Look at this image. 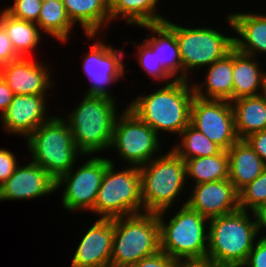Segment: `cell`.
<instances>
[{
    "label": "cell",
    "instance_id": "9a60e30c",
    "mask_svg": "<svg viewBox=\"0 0 266 267\" xmlns=\"http://www.w3.org/2000/svg\"><path fill=\"white\" fill-rule=\"evenodd\" d=\"M47 95H14L12 102L0 116L2 127L9 135L26 139L40 125L50 120Z\"/></svg>",
    "mask_w": 266,
    "mask_h": 267
},
{
    "label": "cell",
    "instance_id": "8992f818",
    "mask_svg": "<svg viewBox=\"0 0 266 267\" xmlns=\"http://www.w3.org/2000/svg\"><path fill=\"white\" fill-rule=\"evenodd\" d=\"M25 140L30 160L55 181L84 156L74 143L68 123L58 115L40 125Z\"/></svg>",
    "mask_w": 266,
    "mask_h": 267
},
{
    "label": "cell",
    "instance_id": "4316f807",
    "mask_svg": "<svg viewBox=\"0 0 266 267\" xmlns=\"http://www.w3.org/2000/svg\"><path fill=\"white\" fill-rule=\"evenodd\" d=\"M0 25L5 29L15 52L23 58H31L40 44L43 34L36 23L21 20L9 15L3 8L0 11Z\"/></svg>",
    "mask_w": 266,
    "mask_h": 267
},
{
    "label": "cell",
    "instance_id": "b9f144b4",
    "mask_svg": "<svg viewBox=\"0 0 266 267\" xmlns=\"http://www.w3.org/2000/svg\"><path fill=\"white\" fill-rule=\"evenodd\" d=\"M49 1H53V0H42V2H49Z\"/></svg>",
    "mask_w": 266,
    "mask_h": 267
},
{
    "label": "cell",
    "instance_id": "d590c367",
    "mask_svg": "<svg viewBox=\"0 0 266 267\" xmlns=\"http://www.w3.org/2000/svg\"><path fill=\"white\" fill-rule=\"evenodd\" d=\"M19 58L5 29L0 25V67Z\"/></svg>",
    "mask_w": 266,
    "mask_h": 267
},
{
    "label": "cell",
    "instance_id": "7a4b0ae2",
    "mask_svg": "<svg viewBox=\"0 0 266 267\" xmlns=\"http://www.w3.org/2000/svg\"><path fill=\"white\" fill-rule=\"evenodd\" d=\"M249 213L238 209L209 219L206 258L218 267H242L247 261L258 238L255 216Z\"/></svg>",
    "mask_w": 266,
    "mask_h": 267
},
{
    "label": "cell",
    "instance_id": "4dcf8cb0",
    "mask_svg": "<svg viewBox=\"0 0 266 267\" xmlns=\"http://www.w3.org/2000/svg\"><path fill=\"white\" fill-rule=\"evenodd\" d=\"M133 46H136L138 52L137 62L142 68V71L147 74V77H151L160 83L172 82L175 78L162 66V64L156 58V52H154L143 40L141 44L132 41ZM138 44V45H137Z\"/></svg>",
    "mask_w": 266,
    "mask_h": 267
},
{
    "label": "cell",
    "instance_id": "8d00e7d4",
    "mask_svg": "<svg viewBox=\"0 0 266 267\" xmlns=\"http://www.w3.org/2000/svg\"><path fill=\"white\" fill-rule=\"evenodd\" d=\"M173 261L174 259L159 250L157 253L141 259L130 267H171Z\"/></svg>",
    "mask_w": 266,
    "mask_h": 267
},
{
    "label": "cell",
    "instance_id": "5bb4252c",
    "mask_svg": "<svg viewBox=\"0 0 266 267\" xmlns=\"http://www.w3.org/2000/svg\"><path fill=\"white\" fill-rule=\"evenodd\" d=\"M50 70L42 61L21 57L1 66L0 77L14 95H47L54 86Z\"/></svg>",
    "mask_w": 266,
    "mask_h": 267
},
{
    "label": "cell",
    "instance_id": "83f0119b",
    "mask_svg": "<svg viewBox=\"0 0 266 267\" xmlns=\"http://www.w3.org/2000/svg\"><path fill=\"white\" fill-rule=\"evenodd\" d=\"M186 180L193 185L229 179V155L221 150L213 156L196 157L185 160Z\"/></svg>",
    "mask_w": 266,
    "mask_h": 267
},
{
    "label": "cell",
    "instance_id": "277c9868",
    "mask_svg": "<svg viewBox=\"0 0 266 267\" xmlns=\"http://www.w3.org/2000/svg\"><path fill=\"white\" fill-rule=\"evenodd\" d=\"M144 212L169 211L185 190L186 164L170 147L139 167Z\"/></svg>",
    "mask_w": 266,
    "mask_h": 267
},
{
    "label": "cell",
    "instance_id": "5b68a950",
    "mask_svg": "<svg viewBox=\"0 0 266 267\" xmlns=\"http://www.w3.org/2000/svg\"><path fill=\"white\" fill-rule=\"evenodd\" d=\"M168 220L166 210L157 213L160 250L172 259H201L208 252L209 219L191 209L186 201Z\"/></svg>",
    "mask_w": 266,
    "mask_h": 267
},
{
    "label": "cell",
    "instance_id": "836d02e7",
    "mask_svg": "<svg viewBox=\"0 0 266 267\" xmlns=\"http://www.w3.org/2000/svg\"><path fill=\"white\" fill-rule=\"evenodd\" d=\"M19 165L14 153L0 148V186L14 173Z\"/></svg>",
    "mask_w": 266,
    "mask_h": 267
},
{
    "label": "cell",
    "instance_id": "3957f363",
    "mask_svg": "<svg viewBox=\"0 0 266 267\" xmlns=\"http://www.w3.org/2000/svg\"><path fill=\"white\" fill-rule=\"evenodd\" d=\"M116 103L117 100L109 97L83 95L67 118L63 117L85 158L110 150L114 123L120 113Z\"/></svg>",
    "mask_w": 266,
    "mask_h": 267
},
{
    "label": "cell",
    "instance_id": "f1b7e54d",
    "mask_svg": "<svg viewBox=\"0 0 266 267\" xmlns=\"http://www.w3.org/2000/svg\"><path fill=\"white\" fill-rule=\"evenodd\" d=\"M40 31L63 44L70 40L75 25L69 19L62 0L42 2L38 22Z\"/></svg>",
    "mask_w": 266,
    "mask_h": 267
},
{
    "label": "cell",
    "instance_id": "ffe728a7",
    "mask_svg": "<svg viewBox=\"0 0 266 267\" xmlns=\"http://www.w3.org/2000/svg\"><path fill=\"white\" fill-rule=\"evenodd\" d=\"M140 28L153 32L146 34L144 42L156 52L158 61L175 79H182V60L175 30L166 21L143 25Z\"/></svg>",
    "mask_w": 266,
    "mask_h": 267
},
{
    "label": "cell",
    "instance_id": "ac0fdd59",
    "mask_svg": "<svg viewBox=\"0 0 266 267\" xmlns=\"http://www.w3.org/2000/svg\"><path fill=\"white\" fill-rule=\"evenodd\" d=\"M114 219L97 218L82 236L71 264L74 267H110Z\"/></svg>",
    "mask_w": 266,
    "mask_h": 267
},
{
    "label": "cell",
    "instance_id": "d4e9b609",
    "mask_svg": "<svg viewBox=\"0 0 266 267\" xmlns=\"http://www.w3.org/2000/svg\"><path fill=\"white\" fill-rule=\"evenodd\" d=\"M231 104L238 139L245 140L254 133L266 130V93L238 98Z\"/></svg>",
    "mask_w": 266,
    "mask_h": 267
},
{
    "label": "cell",
    "instance_id": "f546056e",
    "mask_svg": "<svg viewBox=\"0 0 266 267\" xmlns=\"http://www.w3.org/2000/svg\"><path fill=\"white\" fill-rule=\"evenodd\" d=\"M179 141L171 149L184 161L196 157L213 156L222 149L202 132L189 124L179 135Z\"/></svg>",
    "mask_w": 266,
    "mask_h": 267
},
{
    "label": "cell",
    "instance_id": "74e56055",
    "mask_svg": "<svg viewBox=\"0 0 266 267\" xmlns=\"http://www.w3.org/2000/svg\"><path fill=\"white\" fill-rule=\"evenodd\" d=\"M245 140L266 165V130L254 133Z\"/></svg>",
    "mask_w": 266,
    "mask_h": 267
},
{
    "label": "cell",
    "instance_id": "603a6c76",
    "mask_svg": "<svg viewBox=\"0 0 266 267\" xmlns=\"http://www.w3.org/2000/svg\"><path fill=\"white\" fill-rule=\"evenodd\" d=\"M204 81L193 84L194 94L203 99L233 101V49L207 67Z\"/></svg>",
    "mask_w": 266,
    "mask_h": 267
},
{
    "label": "cell",
    "instance_id": "484cf974",
    "mask_svg": "<svg viewBox=\"0 0 266 267\" xmlns=\"http://www.w3.org/2000/svg\"><path fill=\"white\" fill-rule=\"evenodd\" d=\"M159 0H109L111 24L114 19L125 20L127 25L140 27L152 23H160L167 18L158 10ZM160 13V14H159Z\"/></svg>",
    "mask_w": 266,
    "mask_h": 267
},
{
    "label": "cell",
    "instance_id": "6da1fadb",
    "mask_svg": "<svg viewBox=\"0 0 266 267\" xmlns=\"http://www.w3.org/2000/svg\"><path fill=\"white\" fill-rule=\"evenodd\" d=\"M189 81L175 79L164 83L151 94L138 95L127 107L158 135L165 132L177 137L190 124L195 94Z\"/></svg>",
    "mask_w": 266,
    "mask_h": 267
},
{
    "label": "cell",
    "instance_id": "2e32d148",
    "mask_svg": "<svg viewBox=\"0 0 266 267\" xmlns=\"http://www.w3.org/2000/svg\"><path fill=\"white\" fill-rule=\"evenodd\" d=\"M186 204L211 219L239 209V194L229 179L193 185Z\"/></svg>",
    "mask_w": 266,
    "mask_h": 267
},
{
    "label": "cell",
    "instance_id": "9c48e42d",
    "mask_svg": "<svg viewBox=\"0 0 266 267\" xmlns=\"http://www.w3.org/2000/svg\"><path fill=\"white\" fill-rule=\"evenodd\" d=\"M174 30L182 60V80H189L190 73L212 65L234 48V36L225 35L218 28L186 27L165 20Z\"/></svg>",
    "mask_w": 266,
    "mask_h": 267
},
{
    "label": "cell",
    "instance_id": "52a82bcc",
    "mask_svg": "<svg viewBox=\"0 0 266 267\" xmlns=\"http://www.w3.org/2000/svg\"><path fill=\"white\" fill-rule=\"evenodd\" d=\"M160 250L157 213L114 218L110 267H130Z\"/></svg>",
    "mask_w": 266,
    "mask_h": 267
},
{
    "label": "cell",
    "instance_id": "d6986e66",
    "mask_svg": "<svg viewBox=\"0 0 266 267\" xmlns=\"http://www.w3.org/2000/svg\"><path fill=\"white\" fill-rule=\"evenodd\" d=\"M227 24L234 36V47L241 53L257 58L266 55V14L258 12L227 14Z\"/></svg>",
    "mask_w": 266,
    "mask_h": 267
},
{
    "label": "cell",
    "instance_id": "30bf717a",
    "mask_svg": "<svg viewBox=\"0 0 266 267\" xmlns=\"http://www.w3.org/2000/svg\"><path fill=\"white\" fill-rule=\"evenodd\" d=\"M160 137L126 107L116 117L110 149L127 166L141 167L162 153Z\"/></svg>",
    "mask_w": 266,
    "mask_h": 267
},
{
    "label": "cell",
    "instance_id": "cb8c5ba5",
    "mask_svg": "<svg viewBox=\"0 0 266 267\" xmlns=\"http://www.w3.org/2000/svg\"><path fill=\"white\" fill-rule=\"evenodd\" d=\"M229 181L239 192L253 182L266 167L263 160L246 140L238 139L228 150Z\"/></svg>",
    "mask_w": 266,
    "mask_h": 267
},
{
    "label": "cell",
    "instance_id": "ba28073f",
    "mask_svg": "<svg viewBox=\"0 0 266 267\" xmlns=\"http://www.w3.org/2000/svg\"><path fill=\"white\" fill-rule=\"evenodd\" d=\"M110 161L90 212L103 219L143 213L139 167L126 166L117 170L113 158Z\"/></svg>",
    "mask_w": 266,
    "mask_h": 267
},
{
    "label": "cell",
    "instance_id": "d6a6232c",
    "mask_svg": "<svg viewBox=\"0 0 266 267\" xmlns=\"http://www.w3.org/2000/svg\"><path fill=\"white\" fill-rule=\"evenodd\" d=\"M41 6L42 0H14L13 5L4 10L15 18L37 23Z\"/></svg>",
    "mask_w": 266,
    "mask_h": 267
},
{
    "label": "cell",
    "instance_id": "44dd1931",
    "mask_svg": "<svg viewBox=\"0 0 266 267\" xmlns=\"http://www.w3.org/2000/svg\"><path fill=\"white\" fill-rule=\"evenodd\" d=\"M256 58L233 48V101L266 93V71Z\"/></svg>",
    "mask_w": 266,
    "mask_h": 267
},
{
    "label": "cell",
    "instance_id": "f35d334b",
    "mask_svg": "<svg viewBox=\"0 0 266 267\" xmlns=\"http://www.w3.org/2000/svg\"><path fill=\"white\" fill-rule=\"evenodd\" d=\"M171 267H218L211 259H174Z\"/></svg>",
    "mask_w": 266,
    "mask_h": 267
},
{
    "label": "cell",
    "instance_id": "1f68e13d",
    "mask_svg": "<svg viewBox=\"0 0 266 267\" xmlns=\"http://www.w3.org/2000/svg\"><path fill=\"white\" fill-rule=\"evenodd\" d=\"M239 209L254 212L258 207L266 204V167L253 181L239 192Z\"/></svg>",
    "mask_w": 266,
    "mask_h": 267
},
{
    "label": "cell",
    "instance_id": "8fae6325",
    "mask_svg": "<svg viewBox=\"0 0 266 267\" xmlns=\"http://www.w3.org/2000/svg\"><path fill=\"white\" fill-rule=\"evenodd\" d=\"M87 156V160L81 166H73L55 181V190L58 191L63 186L62 206L72 213L78 210L90 212L94 208L103 175L111 162L109 157H99V154L95 157Z\"/></svg>",
    "mask_w": 266,
    "mask_h": 267
},
{
    "label": "cell",
    "instance_id": "e575fe53",
    "mask_svg": "<svg viewBox=\"0 0 266 267\" xmlns=\"http://www.w3.org/2000/svg\"><path fill=\"white\" fill-rule=\"evenodd\" d=\"M242 267H266V240L257 238Z\"/></svg>",
    "mask_w": 266,
    "mask_h": 267
},
{
    "label": "cell",
    "instance_id": "ab89813d",
    "mask_svg": "<svg viewBox=\"0 0 266 267\" xmlns=\"http://www.w3.org/2000/svg\"><path fill=\"white\" fill-rule=\"evenodd\" d=\"M13 92L7 83L0 77V116L8 108L13 99Z\"/></svg>",
    "mask_w": 266,
    "mask_h": 267
},
{
    "label": "cell",
    "instance_id": "60d3db41",
    "mask_svg": "<svg viewBox=\"0 0 266 267\" xmlns=\"http://www.w3.org/2000/svg\"><path fill=\"white\" fill-rule=\"evenodd\" d=\"M256 220V228H257V234L260 235V232L266 231V204L258 207L254 212H253ZM260 236L258 235V238L266 240V232H261Z\"/></svg>",
    "mask_w": 266,
    "mask_h": 267
},
{
    "label": "cell",
    "instance_id": "7402d4cb",
    "mask_svg": "<svg viewBox=\"0 0 266 267\" xmlns=\"http://www.w3.org/2000/svg\"><path fill=\"white\" fill-rule=\"evenodd\" d=\"M74 25L82 27L86 38H96L102 29L111 26L109 0H62Z\"/></svg>",
    "mask_w": 266,
    "mask_h": 267
},
{
    "label": "cell",
    "instance_id": "e0dca14e",
    "mask_svg": "<svg viewBox=\"0 0 266 267\" xmlns=\"http://www.w3.org/2000/svg\"><path fill=\"white\" fill-rule=\"evenodd\" d=\"M54 192L55 180L42 167L30 161L18 165L0 186V202L36 199Z\"/></svg>",
    "mask_w": 266,
    "mask_h": 267
},
{
    "label": "cell",
    "instance_id": "4fadbf2b",
    "mask_svg": "<svg viewBox=\"0 0 266 267\" xmlns=\"http://www.w3.org/2000/svg\"><path fill=\"white\" fill-rule=\"evenodd\" d=\"M190 124L222 150L227 151L237 140L232 104L226 100L194 96Z\"/></svg>",
    "mask_w": 266,
    "mask_h": 267
},
{
    "label": "cell",
    "instance_id": "7c38bea8",
    "mask_svg": "<svg viewBox=\"0 0 266 267\" xmlns=\"http://www.w3.org/2000/svg\"><path fill=\"white\" fill-rule=\"evenodd\" d=\"M102 37L101 40L96 38L95 43H90L89 52L82 59V71L91 82L85 95L104 96L116 100L118 97L111 95L109 85L113 86L112 84L120 82L125 76L124 47L115 49L113 45L105 44Z\"/></svg>",
    "mask_w": 266,
    "mask_h": 267
}]
</instances>
